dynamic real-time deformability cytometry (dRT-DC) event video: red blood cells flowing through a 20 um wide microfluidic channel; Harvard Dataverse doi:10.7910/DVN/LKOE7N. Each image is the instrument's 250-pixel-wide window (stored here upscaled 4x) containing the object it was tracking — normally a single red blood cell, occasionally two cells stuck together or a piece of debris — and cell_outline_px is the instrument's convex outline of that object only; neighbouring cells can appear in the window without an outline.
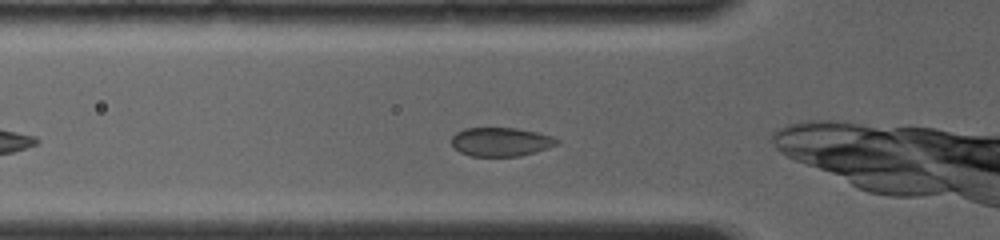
{"species": "common noctule bat (a hibernating species)", "species_latin": "Nyctalus noctula", "temperature_condition": "room temperature", "stored_images_in_passage": 25, "camera_frame_rate_fps": 4000, "um_per_image_px": 0.085, "animal": {"sex": "female", "body_mass_g": 19.0, "forearm_length_mm": 56.7}, "frame": {"image": 1, "passage_image": 2, "time_ms": 0.5, "image_size_px": [1000, 240], "cell_outline_px": [[560, 144], [536, 152], [520, 156], [472, 156], [460, 152], [452, 144], [452, 136], [456, 132], [464, 128], [516, 128], [536, 132], [552, 136], [560, 140]], "centroid_in_image_um": [42.61, 12.05], "position_along_channel_um": 83.2, "area_um2": 17.74}}
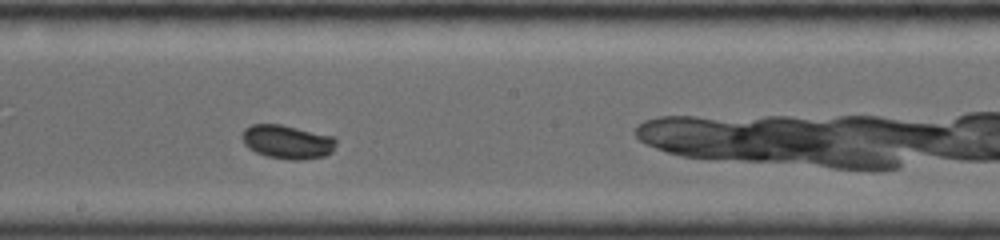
{"frame": {"image": 2, "passage_image": 11, "time_ms": 4.0, "image_size_px": [1000, 240], "cell_outline_px": [[336, 144], [332, 152], [324, 156], [300, 160], [292, 160], [268, 156], [256, 152], [248, 148], [244, 144], [240, 136], [244, 128], [252, 124], [280, 124], [336, 136]], "centroid_in_image_um": [24.42, 12.04], "position_along_channel_um": 223.8, "area_um2": 18.73}}
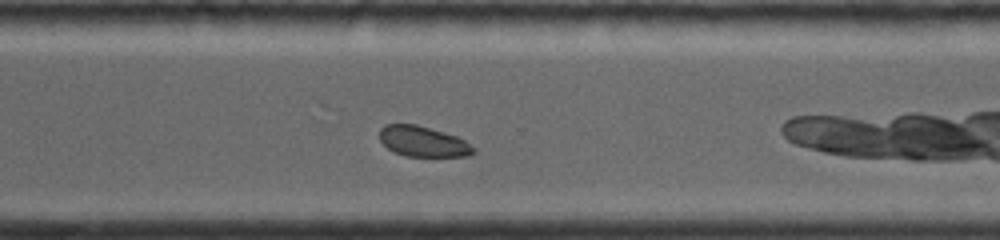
{"frame": {"image": 3, "passage_image": 18, "time_ms": 6.75, "image_size_px": [1000, 240], "cell_outline_px": [[476, 148], [468, 156], [404, 156], [392, 152], [380, 140], [380, 128], [384, 124], [416, 124], [456, 136], [464, 140]], "centroid_in_image_um": [35.92, 12.03], "position_along_channel_um": 334.7, "area_um2": 16.59}, "authors_computed_cell_mechanics": {"area_um2": 17.8602, "velocity_mm_per_s": 4.0209, "shape_relaxation_time_tau1_ms": 3.199, "shape_relaxation_time_tau2_ms": null, "deformation_change_tau1": 0.1019, "deformation_change_tau2": null}}